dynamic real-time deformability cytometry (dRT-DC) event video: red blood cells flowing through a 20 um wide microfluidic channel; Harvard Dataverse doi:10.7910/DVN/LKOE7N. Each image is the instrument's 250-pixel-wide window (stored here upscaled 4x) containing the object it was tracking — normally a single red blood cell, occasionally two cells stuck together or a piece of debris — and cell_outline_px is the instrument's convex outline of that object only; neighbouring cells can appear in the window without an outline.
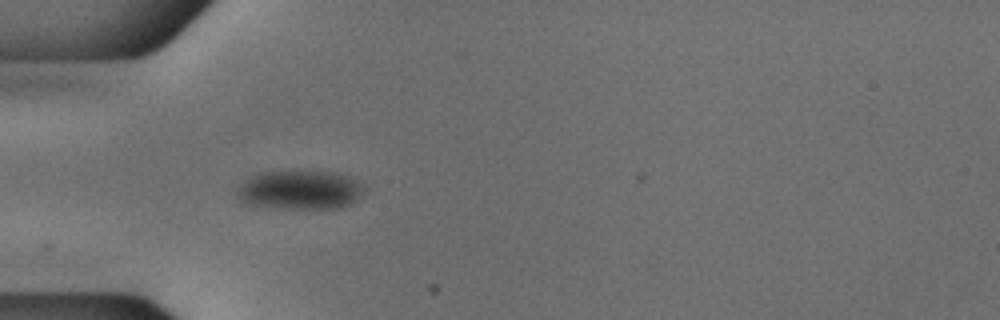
{"species": "common noctule bat (a hibernating species)", "species_latin": "Nyctalus noctula", "temperature_condition": "cold", "stored_images_in_passage": 38, "camera_frame_rate_fps": 3000, "um_per_image_px": 0.085, "animal": {"sex": "male", "body_mass_g": 18.8}, "frame": {"image": 1, "passage_image": 1, "time_ms": 0.0, "image_size_px": [1000, 320], "cell_outline_px": [[368, 188], [352, 204], [340, 208], [280, 208], [244, 204], [236, 196], [236, 188], [244, 180], [256, 172], [292, 168], [300, 168], [336, 172], [348, 176], [364, 184]], "centroid_in_image_um": [25.48, 16.08], "position_along_channel_um": 59.5, "area_um2": 30.52}}
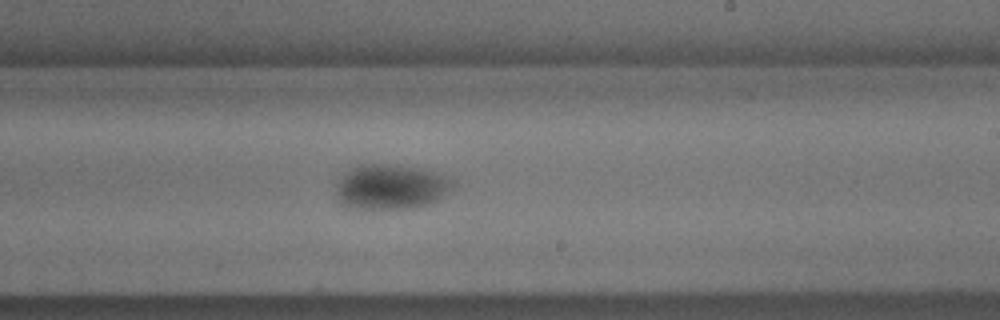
{"frame": {"image": 2, "passage_image": 17, "time_ms": 5.333, "image_size_px": [1000, 320], "cell_outline_px": [[456, 184], [444, 196], [428, 204], [408, 208], [348, 208], [340, 204], [336, 196], [336, 184], [344, 172], [352, 168], [364, 164], [388, 164], [416, 168], [432, 172], [444, 176], [452, 180]], "centroid_in_image_um": [33.17, 15.89], "position_along_channel_um": 255.8, "area_um2": 30.4}}
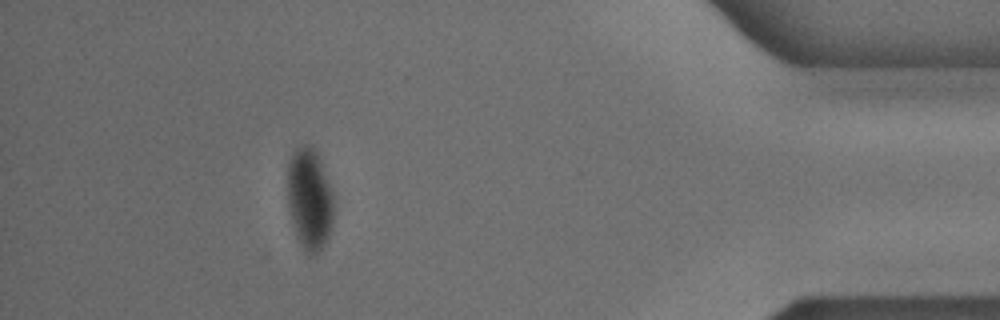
{"frame": {"image": 3, "passage_image": 33, "time_ms": 10.667, "image_size_px": [1000, 320], "cell_outline_px": [[332, 220], [328, 236], [324, 244], [312, 256], [308, 256], [300, 244], [296, 236], [288, 204], [288, 160], [292, 152], [296, 148], [304, 144], [312, 144], [316, 152], [332, 192]], "centroid_in_image_um": [26.28, 16.9], "position_along_channel_um": 408.9, "area_um2": 26.93}, "authors_computed_cell_mechanics": {"area_um2": 29.7959, "velocity_mm_per_s": 3.7682, "shape_relaxation_time_tau1_ms": null, "shape_relaxation_time_tau2_ms": 5.9316, "deformation_change_tau1": null, "deformation_change_tau2": 0.0315}}